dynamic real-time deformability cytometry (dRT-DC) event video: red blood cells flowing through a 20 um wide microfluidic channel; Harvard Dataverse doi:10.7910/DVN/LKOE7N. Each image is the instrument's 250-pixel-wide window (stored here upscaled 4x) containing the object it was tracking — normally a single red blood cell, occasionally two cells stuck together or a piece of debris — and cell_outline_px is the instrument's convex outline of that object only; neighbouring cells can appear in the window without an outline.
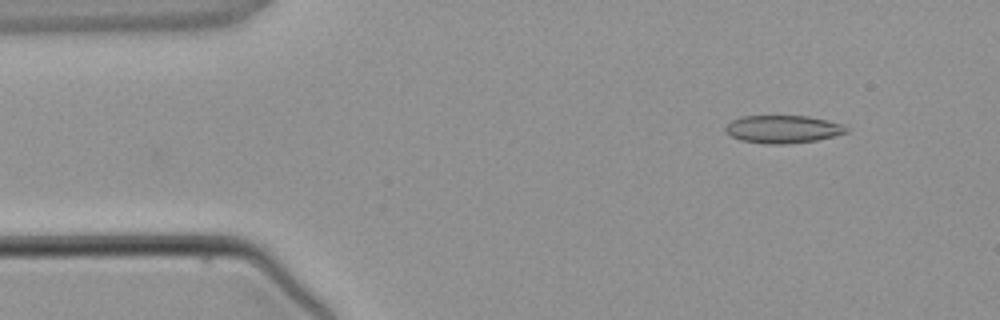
{"species": "common noctule bat (a hibernating species)", "species_latin": "Nyctalus noctula", "temperature_condition": "warm", "stored_images_in_passage": 3, "camera_frame_rate_fps": 3000, "um_per_image_px": 0.085, "animal": {"sex": "male", "body_mass_g": 21.5, "forearm_length_mm": 52.0}, "frame": {"image": 1, "passage_image": 3, "time_ms": 2.333, "image_size_px": [1000, 320], "cell_outline_px": [[848, 132], [816, 140], [788, 144], [764, 144], [740, 140], [732, 136], [724, 128], [732, 120], [744, 116], [808, 116], [828, 120], [844, 124], [848, 128]], "centroid_in_image_um": [66.57, 10.98], "position_along_channel_um": 18.4, "area_um2": 19.54}}